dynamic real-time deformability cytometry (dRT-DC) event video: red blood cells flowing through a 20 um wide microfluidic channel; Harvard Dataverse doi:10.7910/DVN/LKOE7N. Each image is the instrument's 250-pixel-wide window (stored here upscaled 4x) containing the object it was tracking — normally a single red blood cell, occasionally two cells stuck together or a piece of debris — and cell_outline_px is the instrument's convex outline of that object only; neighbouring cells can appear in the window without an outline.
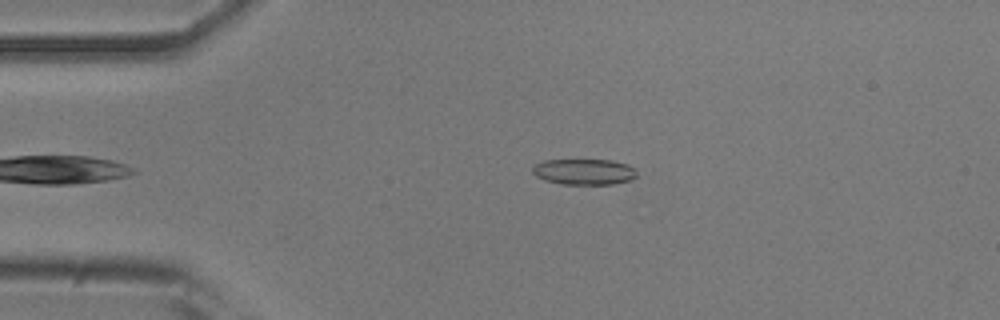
{"species": "common noctule bat (a hibernating species)", "species_latin": "Nyctalus noctula", "temperature_condition": "room temperature", "stored_images_in_passage": 38, "camera_frame_rate_fps": 3000, "um_per_image_px": 0.085, "animal": {"sex": "male", "body_mass_g": 20.5, "forearm_length_mm": 52.5}, "frame": {"image": 1, "passage_image": 1, "time_ms": 0.0, "image_size_px": [1000, 320], "cell_outline_px": [[636, 176], [632, 180], [612, 184], [560, 184], [544, 180], [536, 176], [532, 172], [532, 168], [536, 164], [544, 160], [612, 160], [628, 164], [636, 172]], "centroid_in_image_um": [49.64, 14.6], "position_along_channel_um": 35.4, "area_um2": 15.72}}
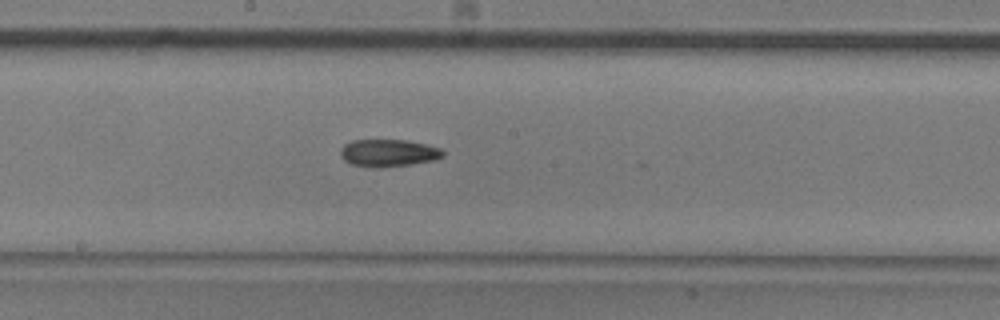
{"frame": {"image": 2, "passage_image": 18, "time_ms": 5.667, "image_size_px": [1000, 320], "cell_outline_px": [[444, 156], [436, 160], [412, 164], [380, 168], [372, 168], [352, 164], [344, 160], [340, 156], [340, 148], [344, 144], [352, 140], [408, 140], [440, 148], [444, 152]], "centroid_in_image_um": [33.0, 13.01], "position_along_channel_um": 215.2, "area_um2": 16.53}}
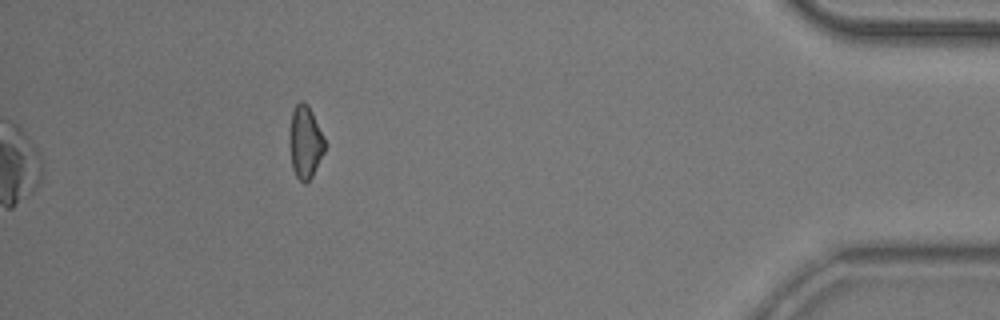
{"frame": {"image": 3, "passage_image": 38, "time_ms": 12.333, "image_size_px": [1000, 320], "cell_outline_px": [[324, 152], [312, 176], [304, 184], [296, 176], [292, 168], [288, 144], [288, 136], [292, 112], [296, 104], [300, 100], [304, 100], [308, 104], [324, 136]], "centroid_in_image_um": [25.91, 12.05], "position_along_channel_um": 409.3, "area_um2": 15.14}, "authors_computed_cell_mechanics": {"area_um2": 16.184, "velocity_mm_per_s": 3.7558, "shape_relaxation_time_tau1_ms": 8.6185, "shape_relaxation_time_tau2_ms": 10.7171, "deformation_change_tau1": 0.164, "deformation_change_tau2": 0.2077}}